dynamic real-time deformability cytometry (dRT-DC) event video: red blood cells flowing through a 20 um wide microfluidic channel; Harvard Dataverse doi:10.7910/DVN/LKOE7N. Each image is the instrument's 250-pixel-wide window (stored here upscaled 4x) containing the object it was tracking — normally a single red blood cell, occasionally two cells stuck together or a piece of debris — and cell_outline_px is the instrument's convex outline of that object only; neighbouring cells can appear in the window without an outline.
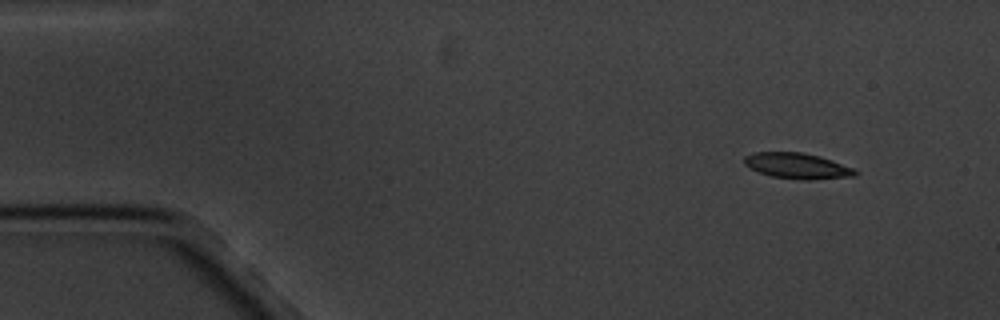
{"species": "common noctule bat (a hibernating species)", "species_latin": "Nyctalus noctula", "temperature_condition": "cold", "stored_images_in_passage": 4, "camera_frame_rate_fps": 3000, "um_per_image_px": 0.085, "animal": {"sex": "male", "body_mass_g": 20.1, "forearm_length_mm": 53.5}, "frame": {"image": 1, "passage_image": 1, "time_ms": 0.0, "image_size_px": [1000, 320], "cell_outline_px": [[860, 172], [856, 176], [812, 180], [804, 180], [772, 176], [760, 172], [744, 164], [744, 156], [756, 152], [804, 152], [820, 156], [832, 160], [852, 168]], "centroid_in_image_um": [67.81, 14.1], "position_along_channel_um": 17.2, "area_um2": 16.59}}
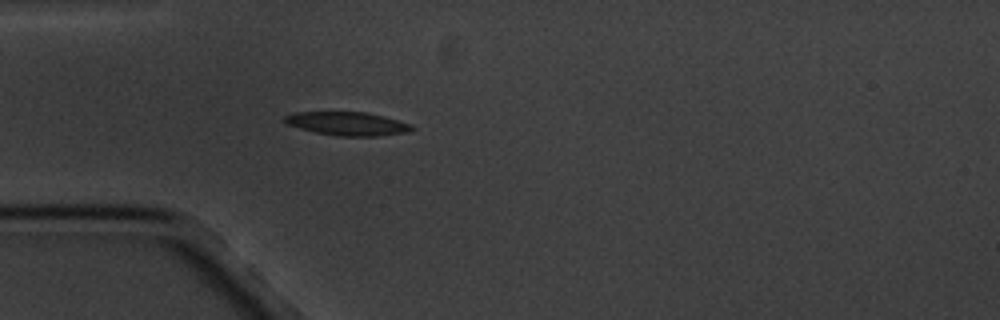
{"frame": {"image": 2, "passage_image": 4, "time_ms": 3.667, "image_size_px": [1000, 320], "cell_outline_px": [[416, 128], [408, 132], [376, 136], [336, 136], [316, 132], [300, 128], [288, 124], [284, 120], [284, 116], [296, 112], [368, 112], [384, 116], [412, 124]], "centroid_in_image_um": [29.58, 10.51], "position_along_channel_um": 55.4, "area_um2": 17.4}}